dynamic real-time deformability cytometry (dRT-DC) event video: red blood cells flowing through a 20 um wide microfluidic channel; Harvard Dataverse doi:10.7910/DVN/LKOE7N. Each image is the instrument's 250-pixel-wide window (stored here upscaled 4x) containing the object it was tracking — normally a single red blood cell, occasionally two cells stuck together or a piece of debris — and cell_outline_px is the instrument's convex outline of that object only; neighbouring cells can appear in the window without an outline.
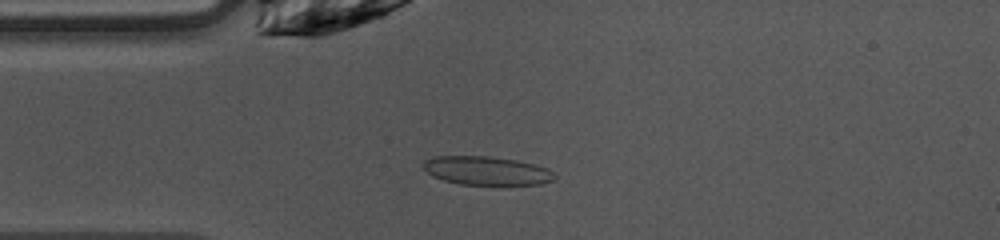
{"species": "common noctule bat (a hibernating species)", "species_latin": "Nyctalus noctula", "temperature_condition": "warm", "stored_images_in_passage": 48, "camera_frame_rate_fps": 3000, "um_per_image_px": 0.085, "animal": {"sex": "female", "body_mass_g": 10.0, "forearm_length_mm": 53.1}, "frame": {"image": 1, "passage_image": 11, "time_ms": 3.333, "image_size_px": [1000, 240], "cell_outline_px": [[556, 176], [552, 180], [540, 184], [504, 188], [496, 188], [460, 184], [444, 180], [432, 176], [420, 164], [424, 160], [432, 156], [488, 156], [516, 160], [536, 164], [548, 168]], "centroid_in_image_um": [41.39, 14.56], "position_along_channel_um": 43.6, "area_um2": 23.12}}
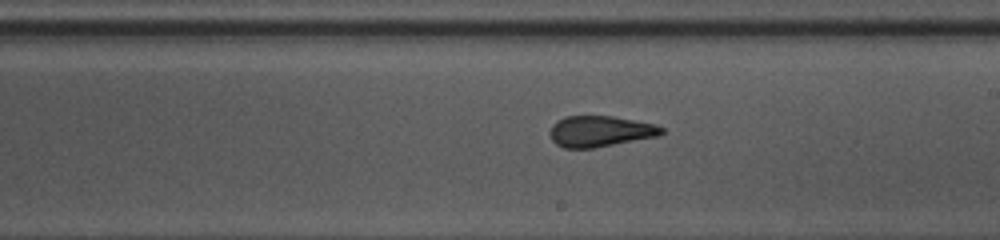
{"frame": {"image": 2, "passage_image": 26, "time_ms": 8.333, "image_size_px": [1000, 240], "cell_outline_px": [[664, 132], [660, 136], [592, 148], [564, 148], [556, 144], [552, 140], [548, 132], [552, 124], [556, 120], [564, 116], [612, 116], [656, 124], [664, 128]], "centroid_in_image_um": [50.99, 11.15], "position_along_channel_um": 238.0, "area_um2": 20.35}}
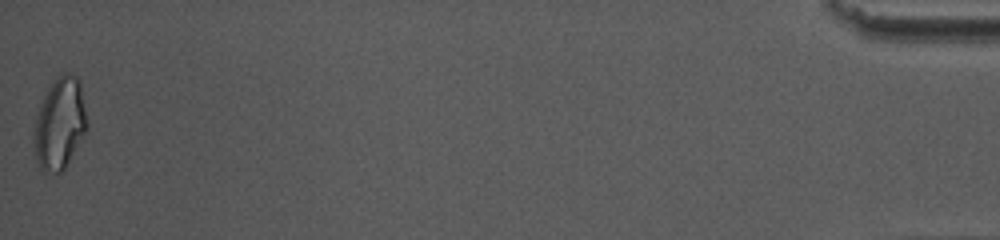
{"frame": {"image": 3, "passage_image": 48, "time_ms": 15.667, "image_size_px": [1000, 240], "cell_outline_px": [[88, 128], [64, 168], [60, 172], [44, 172], [40, 168], [36, 156], [32, 140], [32, 132], [36, 116], [40, 104], [48, 88], [64, 72], [68, 72], [76, 76], [80, 80], [88, 120]], "centroid_in_image_um": [5.08, 10.49], "position_along_channel_um": 430.1, "area_um2": 28.38}, "authors_computed_cell_mechanics": {"area_um2": 21.386, "velocity_mm_per_s": 4.0535, "shape_relaxation_time_tau1_ms": null, "shape_relaxation_time_tau2_ms": 1.2426, "deformation_change_tau1": null, "deformation_change_tau2": 0.0847}}